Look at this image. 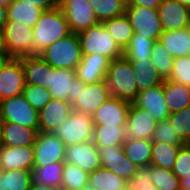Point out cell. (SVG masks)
Listing matches in <instances>:
<instances>
[{
  "instance_id": "12",
  "label": "cell",
  "mask_w": 190,
  "mask_h": 190,
  "mask_svg": "<svg viewBox=\"0 0 190 190\" xmlns=\"http://www.w3.org/2000/svg\"><path fill=\"white\" fill-rule=\"evenodd\" d=\"M101 167L114 172L126 181L136 173L138 167L124 153L122 146H97Z\"/></svg>"
},
{
  "instance_id": "56",
  "label": "cell",
  "mask_w": 190,
  "mask_h": 190,
  "mask_svg": "<svg viewBox=\"0 0 190 190\" xmlns=\"http://www.w3.org/2000/svg\"><path fill=\"white\" fill-rule=\"evenodd\" d=\"M2 124H3V120L0 118V146L2 144Z\"/></svg>"
},
{
  "instance_id": "27",
  "label": "cell",
  "mask_w": 190,
  "mask_h": 190,
  "mask_svg": "<svg viewBox=\"0 0 190 190\" xmlns=\"http://www.w3.org/2000/svg\"><path fill=\"white\" fill-rule=\"evenodd\" d=\"M163 92L170 113L190 106V87L164 79Z\"/></svg>"
},
{
  "instance_id": "31",
  "label": "cell",
  "mask_w": 190,
  "mask_h": 190,
  "mask_svg": "<svg viewBox=\"0 0 190 190\" xmlns=\"http://www.w3.org/2000/svg\"><path fill=\"white\" fill-rule=\"evenodd\" d=\"M7 12L8 21H15L16 23L34 27L44 11L38 7H34L33 4L14 0L7 8Z\"/></svg>"
},
{
  "instance_id": "14",
  "label": "cell",
  "mask_w": 190,
  "mask_h": 190,
  "mask_svg": "<svg viewBox=\"0 0 190 190\" xmlns=\"http://www.w3.org/2000/svg\"><path fill=\"white\" fill-rule=\"evenodd\" d=\"M157 120L148 111L137 107L133 102L129 107L126 122V136L133 140H152Z\"/></svg>"
},
{
  "instance_id": "23",
  "label": "cell",
  "mask_w": 190,
  "mask_h": 190,
  "mask_svg": "<svg viewBox=\"0 0 190 190\" xmlns=\"http://www.w3.org/2000/svg\"><path fill=\"white\" fill-rule=\"evenodd\" d=\"M26 85H36L49 90L50 71L53 68L39 55L21 57Z\"/></svg>"
},
{
  "instance_id": "19",
  "label": "cell",
  "mask_w": 190,
  "mask_h": 190,
  "mask_svg": "<svg viewBox=\"0 0 190 190\" xmlns=\"http://www.w3.org/2000/svg\"><path fill=\"white\" fill-rule=\"evenodd\" d=\"M72 111V104L70 102L51 99L41 110L38 111L39 131L54 132L67 120Z\"/></svg>"
},
{
  "instance_id": "24",
  "label": "cell",
  "mask_w": 190,
  "mask_h": 190,
  "mask_svg": "<svg viewBox=\"0 0 190 190\" xmlns=\"http://www.w3.org/2000/svg\"><path fill=\"white\" fill-rule=\"evenodd\" d=\"M38 132L36 128L3 121L1 146L21 147L34 145Z\"/></svg>"
},
{
  "instance_id": "10",
  "label": "cell",
  "mask_w": 190,
  "mask_h": 190,
  "mask_svg": "<svg viewBox=\"0 0 190 190\" xmlns=\"http://www.w3.org/2000/svg\"><path fill=\"white\" fill-rule=\"evenodd\" d=\"M79 86H85V84L76 77L75 70L55 69L54 67L51 69L48 91L52 99L73 104L78 99Z\"/></svg>"
},
{
  "instance_id": "59",
  "label": "cell",
  "mask_w": 190,
  "mask_h": 190,
  "mask_svg": "<svg viewBox=\"0 0 190 190\" xmlns=\"http://www.w3.org/2000/svg\"><path fill=\"white\" fill-rule=\"evenodd\" d=\"M187 57L190 59V49L188 51Z\"/></svg>"
},
{
  "instance_id": "5",
  "label": "cell",
  "mask_w": 190,
  "mask_h": 190,
  "mask_svg": "<svg viewBox=\"0 0 190 190\" xmlns=\"http://www.w3.org/2000/svg\"><path fill=\"white\" fill-rule=\"evenodd\" d=\"M94 124L92 116L73 110L67 120L53 133L63 141L65 147L92 140Z\"/></svg>"
},
{
  "instance_id": "18",
  "label": "cell",
  "mask_w": 190,
  "mask_h": 190,
  "mask_svg": "<svg viewBox=\"0 0 190 190\" xmlns=\"http://www.w3.org/2000/svg\"><path fill=\"white\" fill-rule=\"evenodd\" d=\"M157 10L163 31L190 27V9L177 0H161Z\"/></svg>"
},
{
  "instance_id": "50",
  "label": "cell",
  "mask_w": 190,
  "mask_h": 190,
  "mask_svg": "<svg viewBox=\"0 0 190 190\" xmlns=\"http://www.w3.org/2000/svg\"><path fill=\"white\" fill-rule=\"evenodd\" d=\"M7 22H8L7 8L0 6V28H3Z\"/></svg>"
},
{
  "instance_id": "26",
  "label": "cell",
  "mask_w": 190,
  "mask_h": 190,
  "mask_svg": "<svg viewBox=\"0 0 190 190\" xmlns=\"http://www.w3.org/2000/svg\"><path fill=\"white\" fill-rule=\"evenodd\" d=\"M158 41L173 58L187 56L190 49V27L163 31Z\"/></svg>"
},
{
  "instance_id": "25",
  "label": "cell",
  "mask_w": 190,
  "mask_h": 190,
  "mask_svg": "<svg viewBox=\"0 0 190 190\" xmlns=\"http://www.w3.org/2000/svg\"><path fill=\"white\" fill-rule=\"evenodd\" d=\"M138 92L163 84L164 79L153 65L151 58L130 60Z\"/></svg>"
},
{
  "instance_id": "8",
  "label": "cell",
  "mask_w": 190,
  "mask_h": 190,
  "mask_svg": "<svg viewBox=\"0 0 190 190\" xmlns=\"http://www.w3.org/2000/svg\"><path fill=\"white\" fill-rule=\"evenodd\" d=\"M125 14L133 27L134 34L158 41L163 32L157 9L142 6H126Z\"/></svg>"
},
{
  "instance_id": "53",
  "label": "cell",
  "mask_w": 190,
  "mask_h": 190,
  "mask_svg": "<svg viewBox=\"0 0 190 190\" xmlns=\"http://www.w3.org/2000/svg\"><path fill=\"white\" fill-rule=\"evenodd\" d=\"M0 52H7V51L5 50V46H4L2 28H0Z\"/></svg>"
},
{
  "instance_id": "33",
  "label": "cell",
  "mask_w": 190,
  "mask_h": 190,
  "mask_svg": "<svg viewBox=\"0 0 190 190\" xmlns=\"http://www.w3.org/2000/svg\"><path fill=\"white\" fill-rule=\"evenodd\" d=\"M127 181L114 172L99 168L89 174L88 184L96 190H125Z\"/></svg>"
},
{
  "instance_id": "42",
  "label": "cell",
  "mask_w": 190,
  "mask_h": 190,
  "mask_svg": "<svg viewBox=\"0 0 190 190\" xmlns=\"http://www.w3.org/2000/svg\"><path fill=\"white\" fill-rule=\"evenodd\" d=\"M168 119L172 122L175 131L185 142L190 143V106L171 113Z\"/></svg>"
},
{
  "instance_id": "4",
  "label": "cell",
  "mask_w": 190,
  "mask_h": 190,
  "mask_svg": "<svg viewBox=\"0 0 190 190\" xmlns=\"http://www.w3.org/2000/svg\"><path fill=\"white\" fill-rule=\"evenodd\" d=\"M83 55H102L110 60L123 57V50L116 44L102 22L78 33Z\"/></svg>"
},
{
  "instance_id": "22",
  "label": "cell",
  "mask_w": 190,
  "mask_h": 190,
  "mask_svg": "<svg viewBox=\"0 0 190 190\" xmlns=\"http://www.w3.org/2000/svg\"><path fill=\"white\" fill-rule=\"evenodd\" d=\"M110 59L102 55H83L75 72L84 84L103 81L109 68Z\"/></svg>"
},
{
  "instance_id": "16",
  "label": "cell",
  "mask_w": 190,
  "mask_h": 190,
  "mask_svg": "<svg viewBox=\"0 0 190 190\" xmlns=\"http://www.w3.org/2000/svg\"><path fill=\"white\" fill-rule=\"evenodd\" d=\"M110 96L105 80L79 86L78 99L72 104V110L92 115Z\"/></svg>"
},
{
  "instance_id": "35",
  "label": "cell",
  "mask_w": 190,
  "mask_h": 190,
  "mask_svg": "<svg viewBox=\"0 0 190 190\" xmlns=\"http://www.w3.org/2000/svg\"><path fill=\"white\" fill-rule=\"evenodd\" d=\"M31 171L29 169L0 171V190H29Z\"/></svg>"
},
{
  "instance_id": "7",
  "label": "cell",
  "mask_w": 190,
  "mask_h": 190,
  "mask_svg": "<svg viewBox=\"0 0 190 190\" xmlns=\"http://www.w3.org/2000/svg\"><path fill=\"white\" fill-rule=\"evenodd\" d=\"M2 31L5 50L13 58L32 55L33 27L8 21Z\"/></svg>"
},
{
  "instance_id": "51",
  "label": "cell",
  "mask_w": 190,
  "mask_h": 190,
  "mask_svg": "<svg viewBox=\"0 0 190 190\" xmlns=\"http://www.w3.org/2000/svg\"><path fill=\"white\" fill-rule=\"evenodd\" d=\"M29 190H59L57 187H51L46 185H30Z\"/></svg>"
},
{
  "instance_id": "48",
  "label": "cell",
  "mask_w": 190,
  "mask_h": 190,
  "mask_svg": "<svg viewBox=\"0 0 190 190\" xmlns=\"http://www.w3.org/2000/svg\"><path fill=\"white\" fill-rule=\"evenodd\" d=\"M126 6H142L149 9H158L161 0H125Z\"/></svg>"
},
{
  "instance_id": "45",
  "label": "cell",
  "mask_w": 190,
  "mask_h": 190,
  "mask_svg": "<svg viewBox=\"0 0 190 190\" xmlns=\"http://www.w3.org/2000/svg\"><path fill=\"white\" fill-rule=\"evenodd\" d=\"M172 172L181 180L190 174V143L180 147Z\"/></svg>"
},
{
  "instance_id": "1",
  "label": "cell",
  "mask_w": 190,
  "mask_h": 190,
  "mask_svg": "<svg viewBox=\"0 0 190 190\" xmlns=\"http://www.w3.org/2000/svg\"><path fill=\"white\" fill-rule=\"evenodd\" d=\"M32 55H39L57 40L71 34L61 9L44 11L33 27Z\"/></svg>"
},
{
  "instance_id": "9",
  "label": "cell",
  "mask_w": 190,
  "mask_h": 190,
  "mask_svg": "<svg viewBox=\"0 0 190 190\" xmlns=\"http://www.w3.org/2000/svg\"><path fill=\"white\" fill-rule=\"evenodd\" d=\"M59 8L69 24L71 33L78 34L99 22L89 0H59Z\"/></svg>"
},
{
  "instance_id": "55",
  "label": "cell",
  "mask_w": 190,
  "mask_h": 190,
  "mask_svg": "<svg viewBox=\"0 0 190 190\" xmlns=\"http://www.w3.org/2000/svg\"><path fill=\"white\" fill-rule=\"evenodd\" d=\"M180 4L190 9V0H177Z\"/></svg>"
},
{
  "instance_id": "58",
  "label": "cell",
  "mask_w": 190,
  "mask_h": 190,
  "mask_svg": "<svg viewBox=\"0 0 190 190\" xmlns=\"http://www.w3.org/2000/svg\"><path fill=\"white\" fill-rule=\"evenodd\" d=\"M83 190H96V189L88 184Z\"/></svg>"
},
{
  "instance_id": "46",
  "label": "cell",
  "mask_w": 190,
  "mask_h": 190,
  "mask_svg": "<svg viewBox=\"0 0 190 190\" xmlns=\"http://www.w3.org/2000/svg\"><path fill=\"white\" fill-rule=\"evenodd\" d=\"M153 185L151 181V165L141 166L136 173L127 180V190L145 189Z\"/></svg>"
},
{
  "instance_id": "2",
  "label": "cell",
  "mask_w": 190,
  "mask_h": 190,
  "mask_svg": "<svg viewBox=\"0 0 190 190\" xmlns=\"http://www.w3.org/2000/svg\"><path fill=\"white\" fill-rule=\"evenodd\" d=\"M105 83L110 95L133 102L138 94L135 72L124 56L110 61Z\"/></svg>"
},
{
  "instance_id": "20",
  "label": "cell",
  "mask_w": 190,
  "mask_h": 190,
  "mask_svg": "<svg viewBox=\"0 0 190 190\" xmlns=\"http://www.w3.org/2000/svg\"><path fill=\"white\" fill-rule=\"evenodd\" d=\"M33 145L21 147L0 146V171L34 168Z\"/></svg>"
},
{
  "instance_id": "15",
  "label": "cell",
  "mask_w": 190,
  "mask_h": 190,
  "mask_svg": "<svg viewBox=\"0 0 190 190\" xmlns=\"http://www.w3.org/2000/svg\"><path fill=\"white\" fill-rule=\"evenodd\" d=\"M64 163L77 165L90 174L101 168L98 147L92 141L67 146L65 147Z\"/></svg>"
},
{
  "instance_id": "30",
  "label": "cell",
  "mask_w": 190,
  "mask_h": 190,
  "mask_svg": "<svg viewBox=\"0 0 190 190\" xmlns=\"http://www.w3.org/2000/svg\"><path fill=\"white\" fill-rule=\"evenodd\" d=\"M116 44L124 50L134 35V30L126 14L102 22Z\"/></svg>"
},
{
  "instance_id": "54",
  "label": "cell",
  "mask_w": 190,
  "mask_h": 190,
  "mask_svg": "<svg viewBox=\"0 0 190 190\" xmlns=\"http://www.w3.org/2000/svg\"><path fill=\"white\" fill-rule=\"evenodd\" d=\"M14 0H0V6L8 8Z\"/></svg>"
},
{
  "instance_id": "21",
  "label": "cell",
  "mask_w": 190,
  "mask_h": 190,
  "mask_svg": "<svg viewBox=\"0 0 190 190\" xmlns=\"http://www.w3.org/2000/svg\"><path fill=\"white\" fill-rule=\"evenodd\" d=\"M133 103L148 111L157 122L168 119L171 114L164 99L163 84L138 92Z\"/></svg>"
},
{
  "instance_id": "29",
  "label": "cell",
  "mask_w": 190,
  "mask_h": 190,
  "mask_svg": "<svg viewBox=\"0 0 190 190\" xmlns=\"http://www.w3.org/2000/svg\"><path fill=\"white\" fill-rule=\"evenodd\" d=\"M122 147L127 158H129L138 168L141 166L151 165V140H133L131 138H126Z\"/></svg>"
},
{
  "instance_id": "38",
  "label": "cell",
  "mask_w": 190,
  "mask_h": 190,
  "mask_svg": "<svg viewBox=\"0 0 190 190\" xmlns=\"http://www.w3.org/2000/svg\"><path fill=\"white\" fill-rule=\"evenodd\" d=\"M89 173L71 163H64L61 188L83 190L88 185Z\"/></svg>"
},
{
  "instance_id": "34",
  "label": "cell",
  "mask_w": 190,
  "mask_h": 190,
  "mask_svg": "<svg viewBox=\"0 0 190 190\" xmlns=\"http://www.w3.org/2000/svg\"><path fill=\"white\" fill-rule=\"evenodd\" d=\"M181 146L183 145L152 142L151 165L172 170Z\"/></svg>"
},
{
  "instance_id": "57",
  "label": "cell",
  "mask_w": 190,
  "mask_h": 190,
  "mask_svg": "<svg viewBox=\"0 0 190 190\" xmlns=\"http://www.w3.org/2000/svg\"><path fill=\"white\" fill-rule=\"evenodd\" d=\"M137 190H159L157 187H155L154 185H151L150 187L148 188H145V189H137Z\"/></svg>"
},
{
  "instance_id": "11",
  "label": "cell",
  "mask_w": 190,
  "mask_h": 190,
  "mask_svg": "<svg viewBox=\"0 0 190 190\" xmlns=\"http://www.w3.org/2000/svg\"><path fill=\"white\" fill-rule=\"evenodd\" d=\"M34 167L54 162H64L65 144L53 132H38L33 145Z\"/></svg>"
},
{
  "instance_id": "39",
  "label": "cell",
  "mask_w": 190,
  "mask_h": 190,
  "mask_svg": "<svg viewBox=\"0 0 190 190\" xmlns=\"http://www.w3.org/2000/svg\"><path fill=\"white\" fill-rule=\"evenodd\" d=\"M151 181L159 190H181L180 179L172 170L156 165H151Z\"/></svg>"
},
{
  "instance_id": "41",
  "label": "cell",
  "mask_w": 190,
  "mask_h": 190,
  "mask_svg": "<svg viewBox=\"0 0 190 190\" xmlns=\"http://www.w3.org/2000/svg\"><path fill=\"white\" fill-rule=\"evenodd\" d=\"M152 142H162L174 145L186 144L175 131L169 119L158 121L152 137Z\"/></svg>"
},
{
  "instance_id": "37",
  "label": "cell",
  "mask_w": 190,
  "mask_h": 190,
  "mask_svg": "<svg viewBox=\"0 0 190 190\" xmlns=\"http://www.w3.org/2000/svg\"><path fill=\"white\" fill-rule=\"evenodd\" d=\"M154 40L148 39L141 34H134L126 48L123 56L127 60L148 59L152 55Z\"/></svg>"
},
{
  "instance_id": "49",
  "label": "cell",
  "mask_w": 190,
  "mask_h": 190,
  "mask_svg": "<svg viewBox=\"0 0 190 190\" xmlns=\"http://www.w3.org/2000/svg\"><path fill=\"white\" fill-rule=\"evenodd\" d=\"M12 58L8 52H0V72Z\"/></svg>"
},
{
  "instance_id": "40",
  "label": "cell",
  "mask_w": 190,
  "mask_h": 190,
  "mask_svg": "<svg viewBox=\"0 0 190 190\" xmlns=\"http://www.w3.org/2000/svg\"><path fill=\"white\" fill-rule=\"evenodd\" d=\"M151 61L163 79H168L172 70L174 58L164 49L159 41L152 47Z\"/></svg>"
},
{
  "instance_id": "44",
  "label": "cell",
  "mask_w": 190,
  "mask_h": 190,
  "mask_svg": "<svg viewBox=\"0 0 190 190\" xmlns=\"http://www.w3.org/2000/svg\"><path fill=\"white\" fill-rule=\"evenodd\" d=\"M168 80L190 87V59L187 56L174 58Z\"/></svg>"
},
{
  "instance_id": "52",
  "label": "cell",
  "mask_w": 190,
  "mask_h": 190,
  "mask_svg": "<svg viewBox=\"0 0 190 190\" xmlns=\"http://www.w3.org/2000/svg\"><path fill=\"white\" fill-rule=\"evenodd\" d=\"M181 190H190V174L180 180Z\"/></svg>"
},
{
  "instance_id": "43",
  "label": "cell",
  "mask_w": 190,
  "mask_h": 190,
  "mask_svg": "<svg viewBox=\"0 0 190 190\" xmlns=\"http://www.w3.org/2000/svg\"><path fill=\"white\" fill-rule=\"evenodd\" d=\"M22 94L37 111L52 99L48 89L36 85H26Z\"/></svg>"
},
{
  "instance_id": "17",
  "label": "cell",
  "mask_w": 190,
  "mask_h": 190,
  "mask_svg": "<svg viewBox=\"0 0 190 190\" xmlns=\"http://www.w3.org/2000/svg\"><path fill=\"white\" fill-rule=\"evenodd\" d=\"M26 86L20 58H12L0 72V101L23 93Z\"/></svg>"
},
{
  "instance_id": "13",
  "label": "cell",
  "mask_w": 190,
  "mask_h": 190,
  "mask_svg": "<svg viewBox=\"0 0 190 190\" xmlns=\"http://www.w3.org/2000/svg\"><path fill=\"white\" fill-rule=\"evenodd\" d=\"M131 102L110 96L91 115L94 125L126 126Z\"/></svg>"
},
{
  "instance_id": "47",
  "label": "cell",
  "mask_w": 190,
  "mask_h": 190,
  "mask_svg": "<svg viewBox=\"0 0 190 190\" xmlns=\"http://www.w3.org/2000/svg\"><path fill=\"white\" fill-rule=\"evenodd\" d=\"M23 3L33 4L34 7H38L43 11L52 10L59 7V0H19Z\"/></svg>"
},
{
  "instance_id": "3",
  "label": "cell",
  "mask_w": 190,
  "mask_h": 190,
  "mask_svg": "<svg viewBox=\"0 0 190 190\" xmlns=\"http://www.w3.org/2000/svg\"><path fill=\"white\" fill-rule=\"evenodd\" d=\"M82 56L80 39L76 33L57 40L40 54V57L55 69L72 70H76Z\"/></svg>"
},
{
  "instance_id": "28",
  "label": "cell",
  "mask_w": 190,
  "mask_h": 190,
  "mask_svg": "<svg viewBox=\"0 0 190 190\" xmlns=\"http://www.w3.org/2000/svg\"><path fill=\"white\" fill-rule=\"evenodd\" d=\"M64 162H54L31 171V184L61 187Z\"/></svg>"
},
{
  "instance_id": "6",
  "label": "cell",
  "mask_w": 190,
  "mask_h": 190,
  "mask_svg": "<svg viewBox=\"0 0 190 190\" xmlns=\"http://www.w3.org/2000/svg\"><path fill=\"white\" fill-rule=\"evenodd\" d=\"M0 118L3 121L36 128L39 131L38 111L23 94L0 101Z\"/></svg>"
},
{
  "instance_id": "32",
  "label": "cell",
  "mask_w": 190,
  "mask_h": 190,
  "mask_svg": "<svg viewBox=\"0 0 190 190\" xmlns=\"http://www.w3.org/2000/svg\"><path fill=\"white\" fill-rule=\"evenodd\" d=\"M125 126L94 125L92 142L96 146H122L125 142Z\"/></svg>"
},
{
  "instance_id": "36",
  "label": "cell",
  "mask_w": 190,
  "mask_h": 190,
  "mask_svg": "<svg viewBox=\"0 0 190 190\" xmlns=\"http://www.w3.org/2000/svg\"><path fill=\"white\" fill-rule=\"evenodd\" d=\"M99 22L125 14V0H89Z\"/></svg>"
}]
</instances>
